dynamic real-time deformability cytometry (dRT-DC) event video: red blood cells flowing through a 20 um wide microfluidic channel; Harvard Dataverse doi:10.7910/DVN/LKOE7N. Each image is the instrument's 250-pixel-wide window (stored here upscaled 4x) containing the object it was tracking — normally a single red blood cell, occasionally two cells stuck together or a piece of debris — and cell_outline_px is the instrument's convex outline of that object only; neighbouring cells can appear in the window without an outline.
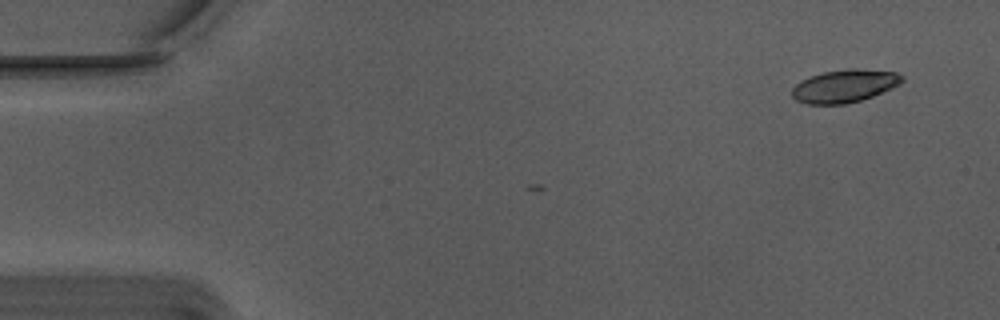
{"species": "Egyptian fruit bat (a non-hibernating species)", "species_latin": "Rousettus aegyptiacus", "temperature_condition": "warm", "stored_images_in_passage": 5, "camera_frame_rate_fps": 3000, "um_per_image_px": 0.085, "animal": {"sex": "male"}, "frame": {"image": 1, "passage_image": 1, "time_ms": 0.0, "image_size_px": [1000, 320], "cell_outline_px": [[904, 80], [900, 84], [892, 88], [872, 96], [860, 100], [844, 104], [808, 104], [796, 100], [792, 96], [792, 88], [800, 80], [824, 72], [848, 68], [852, 68], [896, 72], [904, 76]], "centroid_in_image_um": [71.79, 7.3], "position_along_channel_um": 13.2, "area_um2": 20.98}}